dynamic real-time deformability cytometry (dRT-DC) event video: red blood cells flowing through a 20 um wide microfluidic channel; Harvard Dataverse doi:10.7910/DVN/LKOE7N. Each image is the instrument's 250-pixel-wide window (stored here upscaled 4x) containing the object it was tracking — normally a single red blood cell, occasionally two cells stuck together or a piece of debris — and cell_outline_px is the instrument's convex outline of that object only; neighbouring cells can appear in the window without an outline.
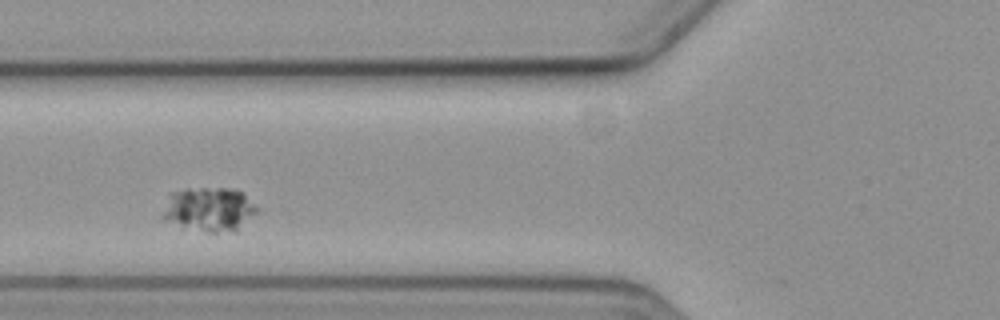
{"species": "common noctule bat (a hibernating species)", "species_latin": "Nyctalus noctula", "temperature_condition": "cold", "stored_images_in_passage": 4, "camera_frame_rate_fps": 3000, "um_per_image_px": 0.085, "animal": {"sex": "female", "body_mass_g": 19.3, "forearm_length_mm": 54.1}, "frame": {"image": 1, "passage_image": 2, "time_ms": 1.333, "image_size_px": [1000, 320], "cell_outline_px": [[260, 208], [236, 232], [208, 232], [180, 228], [160, 216], [172, 192], [184, 188], [236, 188], [244, 192]], "centroid_in_image_um": [17.8, 17.79], "position_along_channel_um": 108.0, "area_um2": 24.8}}
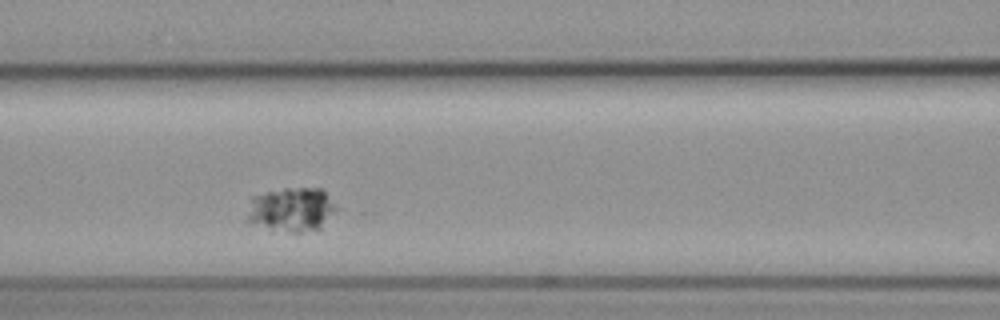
{"frame": {"image": 2, "passage_image": 3, "time_ms": 2.333, "image_size_px": [1000, 320], "cell_outline_px": [[336, 208], [320, 228], [300, 232], [272, 232], [244, 220], [252, 196], [284, 188], [320, 188], [336, 204]], "centroid_in_image_um": [24.69, 17.83], "position_along_channel_um": 141.9, "area_um2": 23.12}}
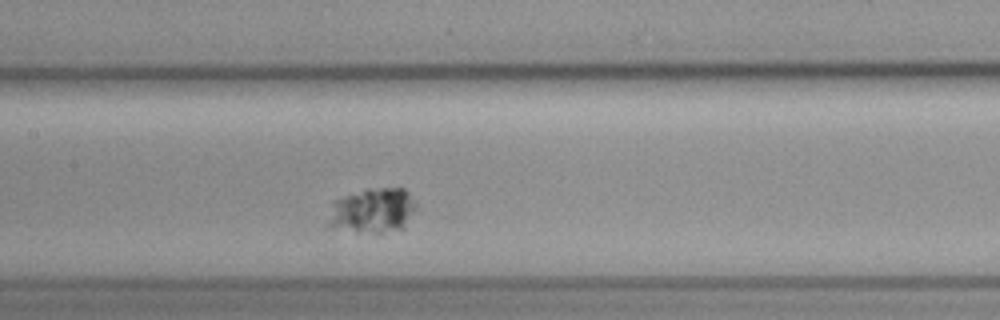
{"frame": {"image": 3, "passage_image": 4, "time_ms": 3.333, "image_size_px": [1000, 320], "cell_outline_px": [[420, 204], [404, 228], [380, 232], [356, 232], [328, 228], [328, 224], [332, 200], [368, 188], [404, 188]], "centroid_in_image_um": [31.69, 17.89], "position_along_channel_um": 175.7, "area_um2": 23.47}}